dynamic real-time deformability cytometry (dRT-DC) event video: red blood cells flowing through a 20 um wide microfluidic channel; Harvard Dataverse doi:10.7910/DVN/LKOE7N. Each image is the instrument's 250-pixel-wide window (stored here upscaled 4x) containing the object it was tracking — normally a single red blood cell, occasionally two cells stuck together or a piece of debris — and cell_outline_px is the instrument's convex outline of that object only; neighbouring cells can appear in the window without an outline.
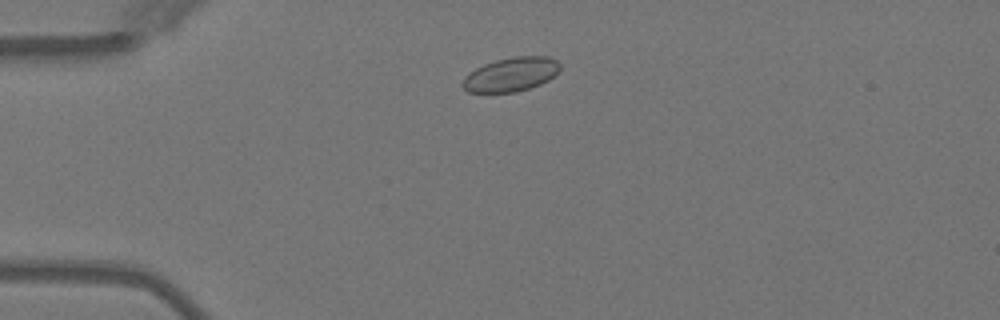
{"species": "Egyptian fruit bat (a non-hibernating species)", "species_latin": "Rousettus aegyptiacus", "temperature_condition": "warm", "stored_images_in_passage": 5, "camera_frame_rate_fps": 3000, "um_per_image_px": 0.085, "animal": {"sex": "female"}, "frame": {"image": 1, "passage_image": 5, "time_ms": 5.667, "image_size_px": [1000, 320], "cell_outline_px": [[560, 72], [548, 80], [540, 84], [516, 92], [468, 92], [460, 84], [464, 76], [476, 68], [484, 64], [496, 60], [512, 56], [552, 56], [560, 64]], "centroid_in_image_um": [43.45, 6.31], "position_along_channel_um": 41.5, "area_um2": 19.48}}